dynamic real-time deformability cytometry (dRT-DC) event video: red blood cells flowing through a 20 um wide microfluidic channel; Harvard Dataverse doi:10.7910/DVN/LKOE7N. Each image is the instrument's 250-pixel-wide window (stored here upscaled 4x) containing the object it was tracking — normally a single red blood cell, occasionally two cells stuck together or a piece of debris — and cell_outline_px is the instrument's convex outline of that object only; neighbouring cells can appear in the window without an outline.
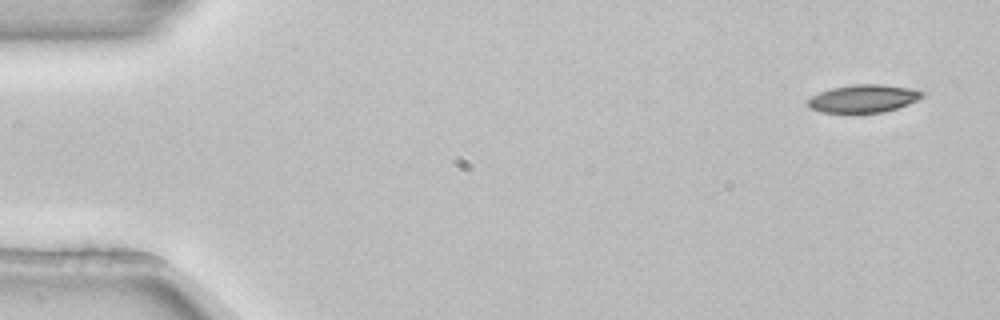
{"species": "common noctule bat (a hibernating species)", "species_latin": "Nyctalus noctula", "temperature_condition": "room temperature", "stored_images_in_passage": 8, "segment_of_instrument_passage": [1, 2], "camera_frame_rate_fps": 3000, "um_per_image_px": 0.085, "animal": {"sex": "female", "body_mass_g": 22.7, "forearm_length_mm": 54.2}, "frame": {"image": 1, "passage_image": 1, "time_ms": 0.0, "image_size_px": [1000, 320], "cell_outline_px": [[924, 96], [908, 104], [884, 112], [852, 116], [820, 112], [808, 108], [808, 100], [812, 96], [820, 92], [832, 88], [852, 84], [880, 84], [912, 88], [924, 92]], "centroid_in_image_um": [73.34, 8.43], "position_along_channel_um": 11.7, "area_um2": 19.36}}
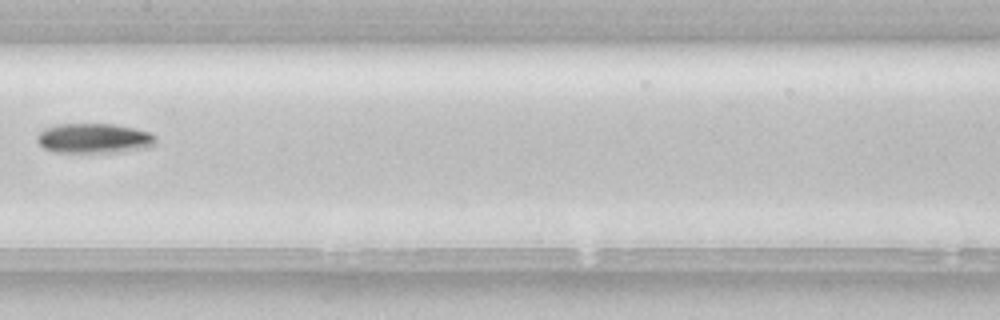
{"frame": {"image": 2, "passage_image": 7, "time_ms": 2.0, "image_size_px": [1000, 320], "cell_outline_px": [[156, 144], [152, 148], [120, 152], [56, 152], [44, 148], [36, 140], [36, 136], [44, 128], [56, 124], [112, 124], [136, 128], [152, 132], [156, 136]], "centroid_in_image_um": [8.06, 11.76], "position_along_channel_um": 199.3, "area_um2": 21.04}}